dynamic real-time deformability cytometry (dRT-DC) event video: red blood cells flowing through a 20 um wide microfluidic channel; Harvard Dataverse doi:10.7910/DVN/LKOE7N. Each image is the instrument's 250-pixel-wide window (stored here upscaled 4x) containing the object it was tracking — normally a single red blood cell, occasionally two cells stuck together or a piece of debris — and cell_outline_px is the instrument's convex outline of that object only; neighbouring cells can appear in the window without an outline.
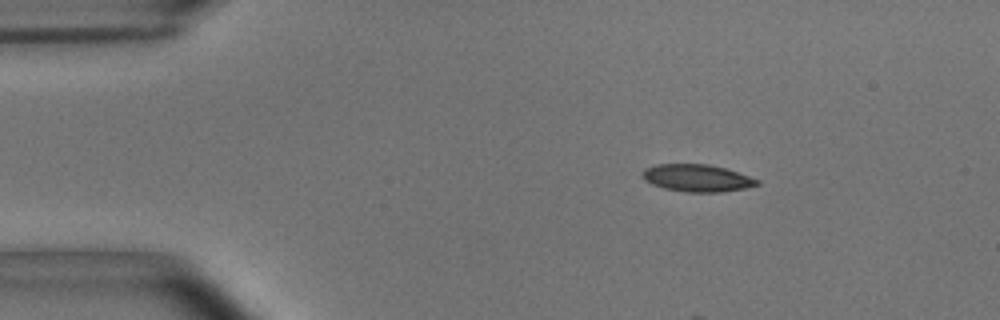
{"species": "common noctule bat (a hibernating species)", "species_latin": "Nyctalus noctula", "temperature_condition": "room temperature", "stored_images_in_passage": 2, "camera_frame_rate_fps": 3000, "um_per_image_px": 0.085, "animal": {"sex": "male", "body_mass_g": 15.6}, "frame": {"image": 1, "passage_image": 1, "time_ms": 0.0, "image_size_px": [1000, 320], "cell_outline_px": [[760, 184], [744, 188], [720, 192], [688, 192], [664, 188], [652, 184], [644, 180], [640, 172], [644, 168], [656, 164], [708, 164], [724, 168], [760, 180]], "centroid_in_image_um": [59.2, 15.13], "position_along_channel_um": 25.8, "area_um2": 18.15}}